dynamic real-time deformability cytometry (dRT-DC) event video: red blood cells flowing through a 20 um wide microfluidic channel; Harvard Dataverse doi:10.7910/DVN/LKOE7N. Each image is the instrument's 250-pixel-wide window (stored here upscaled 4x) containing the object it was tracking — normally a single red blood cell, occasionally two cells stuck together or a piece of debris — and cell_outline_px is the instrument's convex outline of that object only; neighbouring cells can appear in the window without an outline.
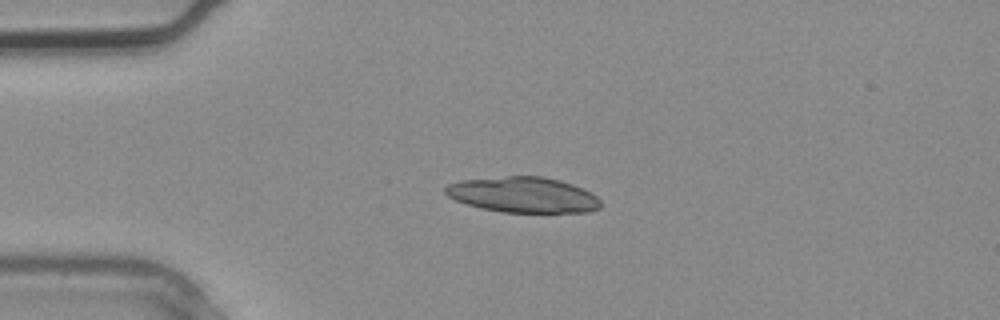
{"species": "common noctule bat (a hibernating species)", "species_latin": "Nyctalus noctula", "temperature_condition": "warm", "stored_images_in_passage": 2, "camera_frame_rate_fps": 3000, "um_per_image_px": 0.085, "animal": {"sex": "male", "body_mass_g": 20.4}, "frame": {"image": 1, "passage_image": 2, "time_ms": 0.333, "image_size_px": [1000, 320], "cell_outline_px": [[600, 208], [588, 212], [500, 212], [480, 208], [456, 200], [448, 196], [444, 192], [444, 188], [448, 184], [460, 180], [508, 176], [544, 176], [560, 180], [572, 184], [596, 196], [600, 200]], "centroid_in_image_um": [44.44, 16.56], "position_along_channel_um": 40.6, "area_um2": 32.08}}